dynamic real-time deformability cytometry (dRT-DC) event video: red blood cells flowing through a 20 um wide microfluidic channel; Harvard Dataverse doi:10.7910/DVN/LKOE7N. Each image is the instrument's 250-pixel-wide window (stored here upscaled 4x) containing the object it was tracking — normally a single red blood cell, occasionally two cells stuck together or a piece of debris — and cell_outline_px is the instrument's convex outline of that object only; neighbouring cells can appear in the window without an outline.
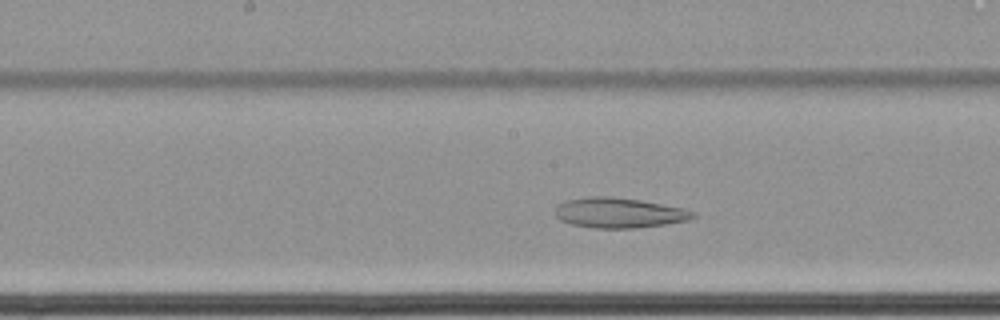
{"species": "common noctule bat (a hibernating species)", "species_latin": "Nyctalus noctula", "temperature_condition": "cold", "stored_images_in_passage": 39, "camera_frame_rate_fps": 3000, "um_per_image_px": 0.085, "animal": {"sex": "female", "body_mass_g": 22.7, "forearm_length_mm": 54.2}, "frame": {"image": 1, "passage_image": 26, "time_ms": 8.333, "image_size_px": [1000, 320], "cell_outline_px": [[696, 216], [688, 220], [664, 224], [636, 228], [592, 228], [572, 224], [560, 220], [556, 216], [556, 208], [564, 200], [592, 196], [612, 196], [640, 200], [684, 208], [696, 212]], "centroid_in_image_um": [52.62, 18.08], "position_along_channel_um": 195.6, "area_um2": 24.22}}
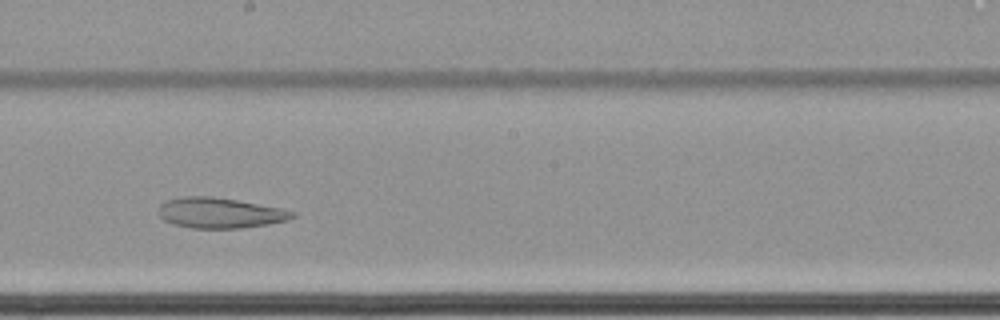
{"frame": {"image": 2, "passage_image": 29, "time_ms": 9.333, "image_size_px": [1000, 320], "cell_outline_px": [[296, 216], [288, 220], [268, 224], [240, 228], [192, 228], [172, 224], [164, 220], [160, 216], [160, 204], [168, 200], [184, 196], [208, 196], [236, 200], [280, 208], [296, 212]], "centroid_in_image_um": [18.7, 18.1], "position_along_channel_um": 229.5, "area_um2": 23.52}}
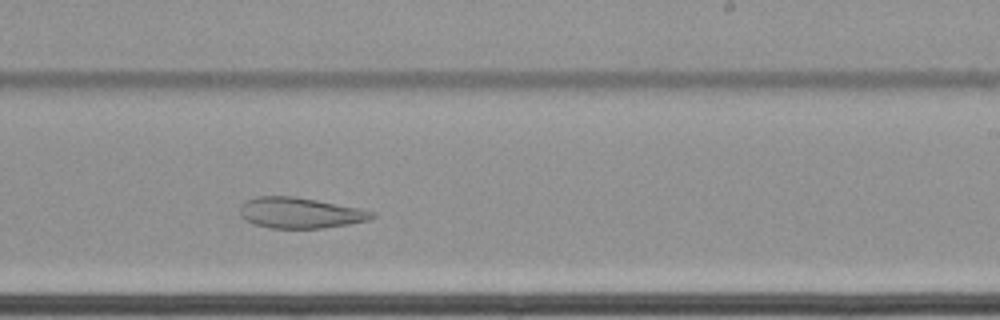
{"frame": {"image": 3, "passage_image": 32, "time_ms": 10.333, "image_size_px": [1000, 320], "cell_outline_px": [[376, 216], [368, 220], [348, 224], [324, 228], [272, 228], [256, 224], [244, 220], [240, 216], [240, 204], [244, 200], [256, 196], [292, 196], [316, 200], [360, 208], [376, 212]], "centroid_in_image_um": [25.49, 18.09], "position_along_channel_um": 263.5, "area_um2": 23.76}}